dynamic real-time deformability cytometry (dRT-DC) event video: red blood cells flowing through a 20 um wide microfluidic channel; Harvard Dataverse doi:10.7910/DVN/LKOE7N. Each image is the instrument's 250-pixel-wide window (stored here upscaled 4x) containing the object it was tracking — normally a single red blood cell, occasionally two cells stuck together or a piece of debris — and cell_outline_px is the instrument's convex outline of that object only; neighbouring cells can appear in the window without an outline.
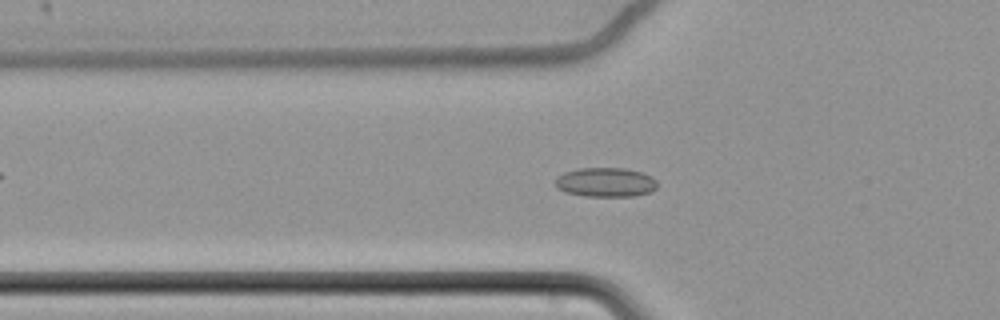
{"species": "common noctule bat (a hibernating species)", "species_latin": "Nyctalus noctula", "temperature_condition": "cold", "stored_images_in_passage": 60, "camera_frame_rate_fps": 3000, "um_per_image_px": 0.085, "animal": {"sex": "female", "body_mass_g": 22.7, "forearm_length_mm": 54.2}, "frame": {"image": 1, "passage_image": 23, "time_ms": 7.333, "image_size_px": [1000, 320], "cell_outline_px": [[656, 188], [648, 192], [632, 196], [584, 196], [564, 192], [556, 188], [556, 176], [564, 172], [580, 168], [624, 168], [640, 172], [652, 176], [656, 180]], "centroid_in_image_um": [51.43, 15.49], "position_along_channel_um": 74.4, "area_um2": 17.4}}
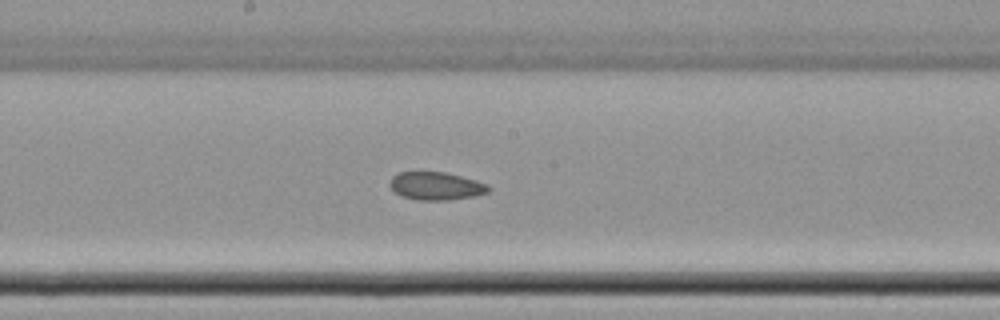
{"frame": {"image": 2, "passage_image": 35, "time_ms": 11.333, "image_size_px": [1000, 320], "cell_outline_px": [[492, 188], [488, 192], [476, 196], [448, 200], [416, 200], [404, 196], [396, 192], [388, 184], [392, 176], [396, 172], [444, 172], [476, 180], [488, 184]], "centroid_in_image_um": [37.08, 15.81], "position_along_channel_um": 211.1, "area_um2": 16.13}}
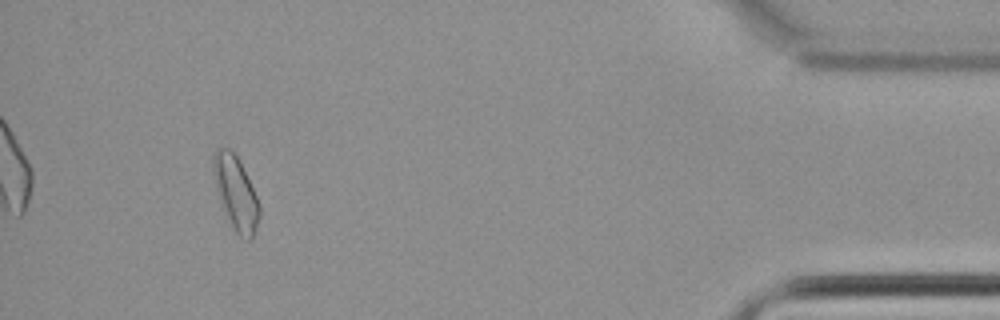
{"frame": {"image": 3, "passage_image": 58, "time_ms": 19.0, "image_size_px": [1000, 320], "cell_outline_px": [[260, 216], [256, 228], [252, 236], [248, 240], [240, 236], [236, 232], [228, 220], [216, 188], [212, 168], [212, 160], [216, 152], [220, 148], [228, 148], [236, 156], [260, 204]], "centroid_in_image_um": [20.04, 16.43], "position_along_channel_um": 415.2, "area_um2": 19.02}}